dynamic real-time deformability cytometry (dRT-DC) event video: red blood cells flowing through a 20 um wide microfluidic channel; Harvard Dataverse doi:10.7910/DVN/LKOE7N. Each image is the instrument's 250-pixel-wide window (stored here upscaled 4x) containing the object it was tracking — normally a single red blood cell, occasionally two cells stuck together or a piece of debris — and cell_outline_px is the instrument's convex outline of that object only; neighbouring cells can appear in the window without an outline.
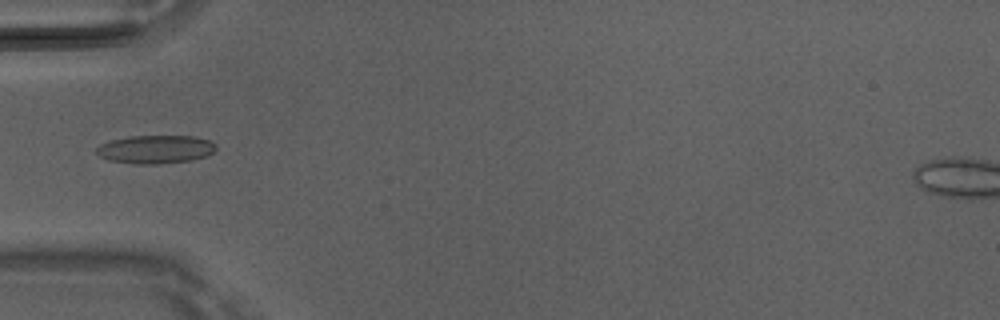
{"species": "Egyptian fruit bat (a non-hibernating species)", "species_latin": "Rousettus aegyptiacus", "temperature_condition": "room temperature", "stored_images_in_passage": 12, "camera_frame_rate_fps": 3000, "um_per_image_px": 0.085, "animal": {"sex": "male"}, "frame": {"image": 1, "passage_image": 1, "time_ms": 0.0, "image_size_px": [1000, 320], "cell_outline_px": [[216, 148], [208, 156], [192, 160], [160, 164], [132, 164], [108, 160], [100, 156], [96, 152], [96, 148], [100, 144], [112, 140], [128, 136], [192, 136], [208, 140], [216, 144]], "centroid_in_image_um": [13.21, 12.7], "position_along_channel_um": 71.8, "area_um2": 19.83}}
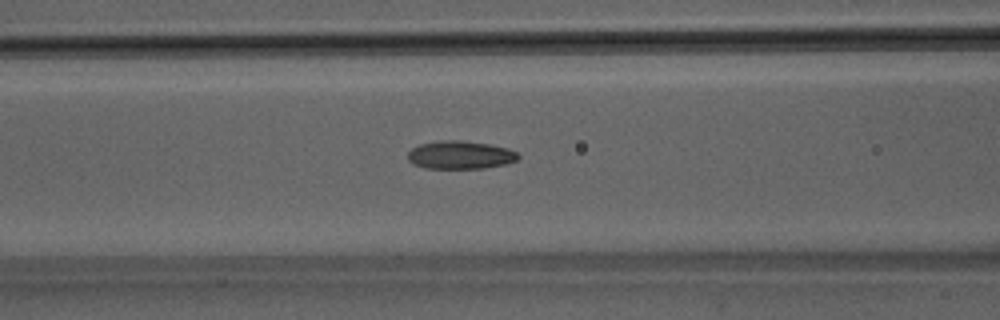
{"frame": {"image": 2, "passage_image": 5, "time_ms": 1.333, "image_size_px": [1000, 320], "cell_outline_px": [[520, 156], [516, 160], [504, 164], [484, 168], [428, 168], [412, 164], [408, 160], [408, 152], [412, 148], [420, 144], [440, 140], [460, 140], [488, 144], [508, 148], [516, 152]], "centroid_in_image_um": [39.1, 13.16], "position_along_channel_um": 127.5, "area_um2": 17.98}}